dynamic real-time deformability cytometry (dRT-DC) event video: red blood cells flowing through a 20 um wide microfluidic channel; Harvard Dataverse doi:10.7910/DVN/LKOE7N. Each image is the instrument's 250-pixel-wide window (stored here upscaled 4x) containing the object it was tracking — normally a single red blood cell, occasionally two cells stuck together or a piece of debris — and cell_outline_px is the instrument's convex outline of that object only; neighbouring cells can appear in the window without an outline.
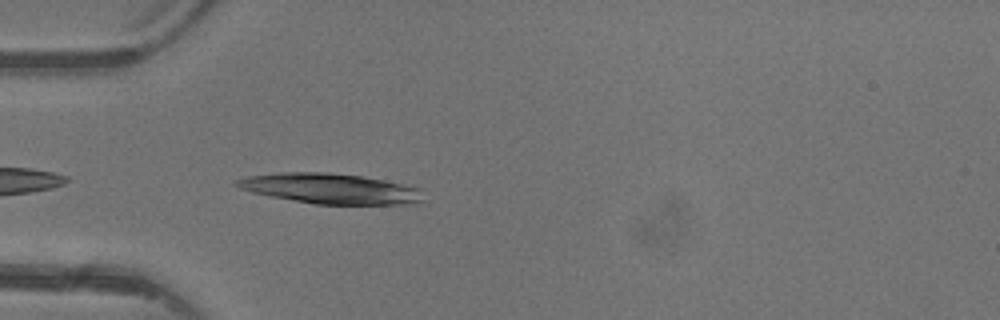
{"species": "common noctule bat (a hibernating species)", "species_latin": "Nyctalus noctula", "temperature_condition": "warm", "stored_images_in_passage": 4, "camera_frame_rate_fps": 3000, "um_per_image_px": 0.085, "animal": {"sex": "female"}, "frame": {"image": 1, "passage_image": 4, "time_ms": 3.667, "image_size_px": [1000, 320], "cell_outline_px": [[420, 200], [404, 204], [316, 204], [272, 196], [252, 192], [240, 188], [232, 184], [236, 180], [248, 176], [280, 172], [328, 172], [360, 176], [384, 180], [416, 188]], "centroid_in_image_um": [27.94, 16.01], "position_along_channel_um": 57.1, "area_um2": 32.08}}